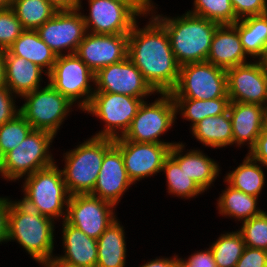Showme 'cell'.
Instances as JSON below:
<instances>
[{"instance_id":"1","label":"cell","mask_w":267,"mask_h":267,"mask_svg":"<svg viewBox=\"0 0 267 267\" xmlns=\"http://www.w3.org/2000/svg\"><path fill=\"white\" fill-rule=\"evenodd\" d=\"M148 18L144 27L137 21L128 34L127 57L156 93H170L177 84L180 65L165 28L152 15Z\"/></svg>"},{"instance_id":"2","label":"cell","mask_w":267,"mask_h":267,"mask_svg":"<svg viewBox=\"0 0 267 267\" xmlns=\"http://www.w3.org/2000/svg\"><path fill=\"white\" fill-rule=\"evenodd\" d=\"M156 6L159 5L154 3L151 15L165 28L178 64L206 61L212 38L220 24L188 11L175 17L158 14Z\"/></svg>"},{"instance_id":"3","label":"cell","mask_w":267,"mask_h":267,"mask_svg":"<svg viewBox=\"0 0 267 267\" xmlns=\"http://www.w3.org/2000/svg\"><path fill=\"white\" fill-rule=\"evenodd\" d=\"M17 200L10 198L6 243L15 241L20 244L30 258L40 265L55 255L53 252L57 222Z\"/></svg>"},{"instance_id":"4","label":"cell","mask_w":267,"mask_h":267,"mask_svg":"<svg viewBox=\"0 0 267 267\" xmlns=\"http://www.w3.org/2000/svg\"><path fill=\"white\" fill-rule=\"evenodd\" d=\"M114 139L94 137L84 140L74 149L63 153V179L70 196L91 194L99 175L104 153Z\"/></svg>"},{"instance_id":"5","label":"cell","mask_w":267,"mask_h":267,"mask_svg":"<svg viewBox=\"0 0 267 267\" xmlns=\"http://www.w3.org/2000/svg\"><path fill=\"white\" fill-rule=\"evenodd\" d=\"M56 163L23 178V197L19 200L39 214L54 221H63L66 219L70 194Z\"/></svg>"},{"instance_id":"6","label":"cell","mask_w":267,"mask_h":267,"mask_svg":"<svg viewBox=\"0 0 267 267\" xmlns=\"http://www.w3.org/2000/svg\"><path fill=\"white\" fill-rule=\"evenodd\" d=\"M36 90L24 94L20 99L19 113L32 126L33 130H44L55 137L61 125L76 106L59 93L49 82Z\"/></svg>"},{"instance_id":"7","label":"cell","mask_w":267,"mask_h":267,"mask_svg":"<svg viewBox=\"0 0 267 267\" xmlns=\"http://www.w3.org/2000/svg\"><path fill=\"white\" fill-rule=\"evenodd\" d=\"M54 138L48 131L32 130L18 146L4 155L3 179L19 181L53 165L56 162L51 153Z\"/></svg>"},{"instance_id":"8","label":"cell","mask_w":267,"mask_h":267,"mask_svg":"<svg viewBox=\"0 0 267 267\" xmlns=\"http://www.w3.org/2000/svg\"><path fill=\"white\" fill-rule=\"evenodd\" d=\"M157 96L154 102H142L130 128L123 136L125 140L137 143L171 144V146L178 143L159 139L175 125L178 118L173 96L170 93H157Z\"/></svg>"},{"instance_id":"9","label":"cell","mask_w":267,"mask_h":267,"mask_svg":"<svg viewBox=\"0 0 267 267\" xmlns=\"http://www.w3.org/2000/svg\"><path fill=\"white\" fill-rule=\"evenodd\" d=\"M95 73L76 55L57 56L48 81L77 109L84 111L95 92Z\"/></svg>"},{"instance_id":"10","label":"cell","mask_w":267,"mask_h":267,"mask_svg":"<svg viewBox=\"0 0 267 267\" xmlns=\"http://www.w3.org/2000/svg\"><path fill=\"white\" fill-rule=\"evenodd\" d=\"M144 100L119 93L94 92L89 106L83 111L105 125L94 137H123Z\"/></svg>"},{"instance_id":"11","label":"cell","mask_w":267,"mask_h":267,"mask_svg":"<svg viewBox=\"0 0 267 267\" xmlns=\"http://www.w3.org/2000/svg\"><path fill=\"white\" fill-rule=\"evenodd\" d=\"M170 94L173 98L199 100L229 97L226 70L207 61L182 65L177 84Z\"/></svg>"},{"instance_id":"12","label":"cell","mask_w":267,"mask_h":267,"mask_svg":"<svg viewBox=\"0 0 267 267\" xmlns=\"http://www.w3.org/2000/svg\"><path fill=\"white\" fill-rule=\"evenodd\" d=\"M115 208L112 203L91 194L72 195L68 201L65 220L97 240L118 218Z\"/></svg>"},{"instance_id":"13","label":"cell","mask_w":267,"mask_h":267,"mask_svg":"<svg viewBox=\"0 0 267 267\" xmlns=\"http://www.w3.org/2000/svg\"><path fill=\"white\" fill-rule=\"evenodd\" d=\"M36 31L57 56L75 54L78 45L87 33L79 9L58 10Z\"/></svg>"},{"instance_id":"14","label":"cell","mask_w":267,"mask_h":267,"mask_svg":"<svg viewBox=\"0 0 267 267\" xmlns=\"http://www.w3.org/2000/svg\"><path fill=\"white\" fill-rule=\"evenodd\" d=\"M114 145L121 151L127 174L134 185L161 173L172 147L171 144L137 143L123 137L114 139Z\"/></svg>"},{"instance_id":"15","label":"cell","mask_w":267,"mask_h":267,"mask_svg":"<svg viewBox=\"0 0 267 267\" xmlns=\"http://www.w3.org/2000/svg\"><path fill=\"white\" fill-rule=\"evenodd\" d=\"M94 80L95 92L119 93L144 101L152 94H157L128 57L99 69L95 73Z\"/></svg>"},{"instance_id":"16","label":"cell","mask_w":267,"mask_h":267,"mask_svg":"<svg viewBox=\"0 0 267 267\" xmlns=\"http://www.w3.org/2000/svg\"><path fill=\"white\" fill-rule=\"evenodd\" d=\"M230 101L267 107V69L261 60L226 70Z\"/></svg>"},{"instance_id":"17","label":"cell","mask_w":267,"mask_h":267,"mask_svg":"<svg viewBox=\"0 0 267 267\" xmlns=\"http://www.w3.org/2000/svg\"><path fill=\"white\" fill-rule=\"evenodd\" d=\"M82 16L88 33L129 34L139 18L127 5L114 0H87Z\"/></svg>"},{"instance_id":"18","label":"cell","mask_w":267,"mask_h":267,"mask_svg":"<svg viewBox=\"0 0 267 267\" xmlns=\"http://www.w3.org/2000/svg\"><path fill=\"white\" fill-rule=\"evenodd\" d=\"M128 53V34L86 33L75 54L94 72L123 61Z\"/></svg>"},{"instance_id":"19","label":"cell","mask_w":267,"mask_h":267,"mask_svg":"<svg viewBox=\"0 0 267 267\" xmlns=\"http://www.w3.org/2000/svg\"><path fill=\"white\" fill-rule=\"evenodd\" d=\"M134 183L129 178L121 151L113 144L105 153L91 195L117 207L122 196Z\"/></svg>"},{"instance_id":"20","label":"cell","mask_w":267,"mask_h":267,"mask_svg":"<svg viewBox=\"0 0 267 267\" xmlns=\"http://www.w3.org/2000/svg\"><path fill=\"white\" fill-rule=\"evenodd\" d=\"M185 144L179 141L173 145L169 155L179 164L189 178L195 181L204 191H207L221 174L219 163L198 148L187 149L186 151Z\"/></svg>"},{"instance_id":"21","label":"cell","mask_w":267,"mask_h":267,"mask_svg":"<svg viewBox=\"0 0 267 267\" xmlns=\"http://www.w3.org/2000/svg\"><path fill=\"white\" fill-rule=\"evenodd\" d=\"M229 115L232 121L233 145L254 147L264 123L265 106L230 101Z\"/></svg>"},{"instance_id":"22","label":"cell","mask_w":267,"mask_h":267,"mask_svg":"<svg viewBox=\"0 0 267 267\" xmlns=\"http://www.w3.org/2000/svg\"><path fill=\"white\" fill-rule=\"evenodd\" d=\"M247 57L250 58L243 49L236 27L233 24L219 25L206 61L227 70L250 62Z\"/></svg>"},{"instance_id":"23","label":"cell","mask_w":267,"mask_h":267,"mask_svg":"<svg viewBox=\"0 0 267 267\" xmlns=\"http://www.w3.org/2000/svg\"><path fill=\"white\" fill-rule=\"evenodd\" d=\"M61 222V240L64 254H57L58 257L79 267H96L98 259L97 240L87 236L66 220Z\"/></svg>"},{"instance_id":"24","label":"cell","mask_w":267,"mask_h":267,"mask_svg":"<svg viewBox=\"0 0 267 267\" xmlns=\"http://www.w3.org/2000/svg\"><path fill=\"white\" fill-rule=\"evenodd\" d=\"M6 86L21 98L24 94L42 87V75L47 73L38 65L25 58L4 51Z\"/></svg>"},{"instance_id":"25","label":"cell","mask_w":267,"mask_h":267,"mask_svg":"<svg viewBox=\"0 0 267 267\" xmlns=\"http://www.w3.org/2000/svg\"><path fill=\"white\" fill-rule=\"evenodd\" d=\"M117 218L97 239L96 267H125L127 258L126 233Z\"/></svg>"},{"instance_id":"26","label":"cell","mask_w":267,"mask_h":267,"mask_svg":"<svg viewBox=\"0 0 267 267\" xmlns=\"http://www.w3.org/2000/svg\"><path fill=\"white\" fill-rule=\"evenodd\" d=\"M11 55L19 56L51 72L57 55L39 37L36 30H25L7 49ZM46 69V70H45Z\"/></svg>"},{"instance_id":"27","label":"cell","mask_w":267,"mask_h":267,"mask_svg":"<svg viewBox=\"0 0 267 267\" xmlns=\"http://www.w3.org/2000/svg\"><path fill=\"white\" fill-rule=\"evenodd\" d=\"M190 131L191 135L205 147L219 149L233 145V129L229 111L204 118Z\"/></svg>"},{"instance_id":"28","label":"cell","mask_w":267,"mask_h":267,"mask_svg":"<svg viewBox=\"0 0 267 267\" xmlns=\"http://www.w3.org/2000/svg\"><path fill=\"white\" fill-rule=\"evenodd\" d=\"M225 185L227 187L222 189V193L216 200L218 214L233 218L241 223L260 215L264 211L258 207L259 197L236 190L227 183Z\"/></svg>"},{"instance_id":"29","label":"cell","mask_w":267,"mask_h":267,"mask_svg":"<svg viewBox=\"0 0 267 267\" xmlns=\"http://www.w3.org/2000/svg\"><path fill=\"white\" fill-rule=\"evenodd\" d=\"M261 165V166H260ZM263 166L254 160L248 153L236 168L229 170L223 178V182L229 184L234 189L246 194L260 197L266 183V175Z\"/></svg>"},{"instance_id":"30","label":"cell","mask_w":267,"mask_h":267,"mask_svg":"<svg viewBox=\"0 0 267 267\" xmlns=\"http://www.w3.org/2000/svg\"><path fill=\"white\" fill-rule=\"evenodd\" d=\"M233 25L250 60H261L267 49V13L239 19Z\"/></svg>"},{"instance_id":"31","label":"cell","mask_w":267,"mask_h":267,"mask_svg":"<svg viewBox=\"0 0 267 267\" xmlns=\"http://www.w3.org/2000/svg\"><path fill=\"white\" fill-rule=\"evenodd\" d=\"M176 105V115L182 119L191 122L192 129L198 122L208 116H217L226 113L229 108V97H221L216 99H188L173 98Z\"/></svg>"},{"instance_id":"32","label":"cell","mask_w":267,"mask_h":267,"mask_svg":"<svg viewBox=\"0 0 267 267\" xmlns=\"http://www.w3.org/2000/svg\"><path fill=\"white\" fill-rule=\"evenodd\" d=\"M11 8L25 30H37L58 11L49 0H12Z\"/></svg>"},{"instance_id":"33","label":"cell","mask_w":267,"mask_h":267,"mask_svg":"<svg viewBox=\"0 0 267 267\" xmlns=\"http://www.w3.org/2000/svg\"><path fill=\"white\" fill-rule=\"evenodd\" d=\"M166 176L167 191L173 197L182 199L196 198L205 191L182 170L179 164L169 155L162 167Z\"/></svg>"},{"instance_id":"34","label":"cell","mask_w":267,"mask_h":267,"mask_svg":"<svg viewBox=\"0 0 267 267\" xmlns=\"http://www.w3.org/2000/svg\"><path fill=\"white\" fill-rule=\"evenodd\" d=\"M209 247L217 267H235L246 246L242 234L236 229L220 234Z\"/></svg>"},{"instance_id":"35","label":"cell","mask_w":267,"mask_h":267,"mask_svg":"<svg viewBox=\"0 0 267 267\" xmlns=\"http://www.w3.org/2000/svg\"><path fill=\"white\" fill-rule=\"evenodd\" d=\"M188 12L220 25L234 24L239 20L230 0H194L193 9Z\"/></svg>"},{"instance_id":"36","label":"cell","mask_w":267,"mask_h":267,"mask_svg":"<svg viewBox=\"0 0 267 267\" xmlns=\"http://www.w3.org/2000/svg\"><path fill=\"white\" fill-rule=\"evenodd\" d=\"M32 126L19 113L0 127V150L3 155L18 146L32 131Z\"/></svg>"},{"instance_id":"37","label":"cell","mask_w":267,"mask_h":267,"mask_svg":"<svg viewBox=\"0 0 267 267\" xmlns=\"http://www.w3.org/2000/svg\"><path fill=\"white\" fill-rule=\"evenodd\" d=\"M242 234L246 247L258 248L267 251V212L242 222L238 228Z\"/></svg>"},{"instance_id":"38","label":"cell","mask_w":267,"mask_h":267,"mask_svg":"<svg viewBox=\"0 0 267 267\" xmlns=\"http://www.w3.org/2000/svg\"><path fill=\"white\" fill-rule=\"evenodd\" d=\"M24 31L11 7L0 10V50H7Z\"/></svg>"},{"instance_id":"39","label":"cell","mask_w":267,"mask_h":267,"mask_svg":"<svg viewBox=\"0 0 267 267\" xmlns=\"http://www.w3.org/2000/svg\"><path fill=\"white\" fill-rule=\"evenodd\" d=\"M238 19L267 13V0H230Z\"/></svg>"},{"instance_id":"40","label":"cell","mask_w":267,"mask_h":267,"mask_svg":"<svg viewBox=\"0 0 267 267\" xmlns=\"http://www.w3.org/2000/svg\"><path fill=\"white\" fill-rule=\"evenodd\" d=\"M16 98L18 97L7 86L0 88V127L19 114Z\"/></svg>"},{"instance_id":"41","label":"cell","mask_w":267,"mask_h":267,"mask_svg":"<svg viewBox=\"0 0 267 267\" xmlns=\"http://www.w3.org/2000/svg\"><path fill=\"white\" fill-rule=\"evenodd\" d=\"M179 267H217L214 261L212 251L206 247L205 250H198L189 255L188 258H180Z\"/></svg>"},{"instance_id":"42","label":"cell","mask_w":267,"mask_h":267,"mask_svg":"<svg viewBox=\"0 0 267 267\" xmlns=\"http://www.w3.org/2000/svg\"><path fill=\"white\" fill-rule=\"evenodd\" d=\"M235 267H267V251L245 247Z\"/></svg>"},{"instance_id":"43","label":"cell","mask_w":267,"mask_h":267,"mask_svg":"<svg viewBox=\"0 0 267 267\" xmlns=\"http://www.w3.org/2000/svg\"><path fill=\"white\" fill-rule=\"evenodd\" d=\"M247 153L267 169V128L264 125L254 147Z\"/></svg>"},{"instance_id":"44","label":"cell","mask_w":267,"mask_h":267,"mask_svg":"<svg viewBox=\"0 0 267 267\" xmlns=\"http://www.w3.org/2000/svg\"><path fill=\"white\" fill-rule=\"evenodd\" d=\"M127 5L139 18L144 19L152 14L154 1L152 0H114Z\"/></svg>"},{"instance_id":"45","label":"cell","mask_w":267,"mask_h":267,"mask_svg":"<svg viewBox=\"0 0 267 267\" xmlns=\"http://www.w3.org/2000/svg\"><path fill=\"white\" fill-rule=\"evenodd\" d=\"M9 209L10 198L0 196V244L7 241Z\"/></svg>"},{"instance_id":"46","label":"cell","mask_w":267,"mask_h":267,"mask_svg":"<svg viewBox=\"0 0 267 267\" xmlns=\"http://www.w3.org/2000/svg\"><path fill=\"white\" fill-rule=\"evenodd\" d=\"M138 267H179V255L174 254L171 257H156L155 259L147 260Z\"/></svg>"},{"instance_id":"47","label":"cell","mask_w":267,"mask_h":267,"mask_svg":"<svg viewBox=\"0 0 267 267\" xmlns=\"http://www.w3.org/2000/svg\"><path fill=\"white\" fill-rule=\"evenodd\" d=\"M58 10H83V0H49Z\"/></svg>"},{"instance_id":"48","label":"cell","mask_w":267,"mask_h":267,"mask_svg":"<svg viewBox=\"0 0 267 267\" xmlns=\"http://www.w3.org/2000/svg\"><path fill=\"white\" fill-rule=\"evenodd\" d=\"M40 266L42 267H79V266L70 264L68 262H65L64 260L60 259L56 254L48 261H45L42 264H40Z\"/></svg>"},{"instance_id":"49","label":"cell","mask_w":267,"mask_h":267,"mask_svg":"<svg viewBox=\"0 0 267 267\" xmlns=\"http://www.w3.org/2000/svg\"><path fill=\"white\" fill-rule=\"evenodd\" d=\"M6 86L4 51L0 50V88Z\"/></svg>"},{"instance_id":"50","label":"cell","mask_w":267,"mask_h":267,"mask_svg":"<svg viewBox=\"0 0 267 267\" xmlns=\"http://www.w3.org/2000/svg\"><path fill=\"white\" fill-rule=\"evenodd\" d=\"M12 0H0V10L11 7Z\"/></svg>"},{"instance_id":"51","label":"cell","mask_w":267,"mask_h":267,"mask_svg":"<svg viewBox=\"0 0 267 267\" xmlns=\"http://www.w3.org/2000/svg\"><path fill=\"white\" fill-rule=\"evenodd\" d=\"M3 168H4V155L0 150V176L3 178Z\"/></svg>"},{"instance_id":"52","label":"cell","mask_w":267,"mask_h":267,"mask_svg":"<svg viewBox=\"0 0 267 267\" xmlns=\"http://www.w3.org/2000/svg\"><path fill=\"white\" fill-rule=\"evenodd\" d=\"M262 63L264 64L265 68L267 69V49L265 52L264 57L261 59Z\"/></svg>"},{"instance_id":"53","label":"cell","mask_w":267,"mask_h":267,"mask_svg":"<svg viewBox=\"0 0 267 267\" xmlns=\"http://www.w3.org/2000/svg\"><path fill=\"white\" fill-rule=\"evenodd\" d=\"M263 125L267 128V107H265L264 111V123Z\"/></svg>"}]
</instances>
